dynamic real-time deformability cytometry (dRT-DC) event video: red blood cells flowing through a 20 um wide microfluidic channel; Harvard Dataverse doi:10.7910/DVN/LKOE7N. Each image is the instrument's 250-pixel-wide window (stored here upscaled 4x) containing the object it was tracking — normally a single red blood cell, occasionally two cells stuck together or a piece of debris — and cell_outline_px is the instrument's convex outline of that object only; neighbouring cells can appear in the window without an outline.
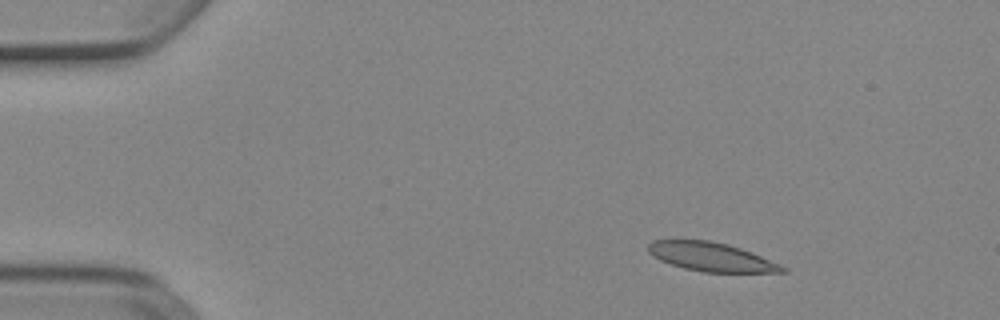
{"species": "Egyptian fruit bat (a non-hibernating species)", "species_latin": "Rousettus aegyptiacus", "temperature_condition": "cold", "stored_images_in_passage": 3, "camera_frame_rate_fps": 3000, "um_per_image_px": 0.085, "animal": {"sex": "female"}, "frame": {"image": 1, "passage_image": 1, "time_ms": 0.0, "image_size_px": [1000, 320], "cell_outline_px": [[788, 272], [704, 272], [684, 268], [660, 260], [652, 256], [648, 252], [648, 244], [652, 240], [712, 240], [728, 244], [740, 248], [780, 264], [788, 268]], "centroid_in_image_um": [60.44, 21.83], "position_along_channel_um": 24.6, "area_um2": 22.43}}